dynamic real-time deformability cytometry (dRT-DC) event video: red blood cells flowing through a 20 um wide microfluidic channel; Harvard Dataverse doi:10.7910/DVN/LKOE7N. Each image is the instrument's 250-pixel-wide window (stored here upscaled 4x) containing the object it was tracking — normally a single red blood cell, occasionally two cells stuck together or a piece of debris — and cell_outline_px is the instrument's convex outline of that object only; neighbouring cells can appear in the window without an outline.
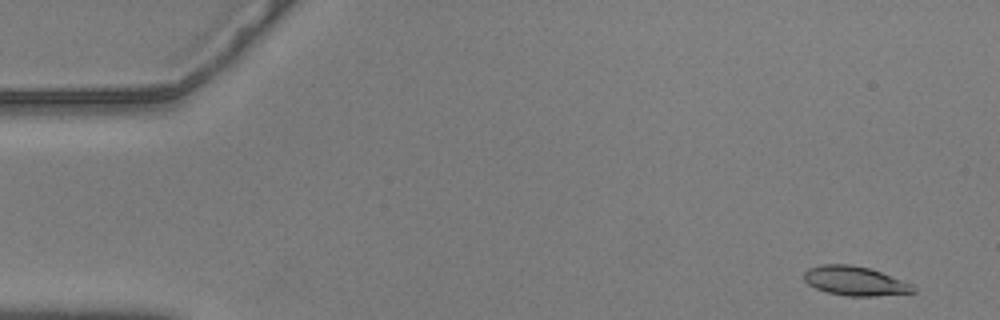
{"species": "common noctule bat (a hibernating species)", "species_latin": "Nyctalus noctula", "temperature_condition": "warm", "stored_images_in_passage": 55, "camera_frame_rate_fps": 3000, "um_per_image_px": 0.085, "animal": {"sex": "male", "body_mass_g": 20.5, "forearm_length_mm": 52.5}, "frame": {"image": 1, "passage_image": 2, "time_ms": 0.333, "image_size_px": [1000, 320], "cell_outline_px": [[916, 292], [876, 296], [848, 296], [828, 292], [816, 288], [808, 284], [804, 280], [804, 272], [808, 268], [820, 264], [848, 264], [868, 268], [880, 272], [912, 284], [916, 288]], "centroid_in_image_um": [72.66, 23.88], "position_along_channel_um": 12.3, "area_um2": 18.5}}
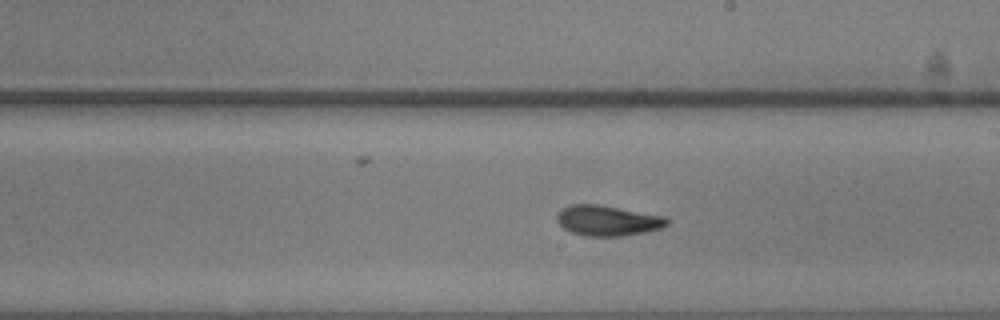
{"frame": {"image": 2, "passage_image": 31, "time_ms": 10.0, "image_size_px": [1000, 320], "cell_outline_px": [[668, 224], [660, 228], [644, 232], [624, 236], [584, 236], [572, 232], [564, 228], [556, 220], [556, 216], [564, 208], [572, 204], [596, 204], [668, 216]], "centroid_in_image_um": [51.68, 18.75], "position_along_channel_um": 237.3, "area_um2": 19.42}}
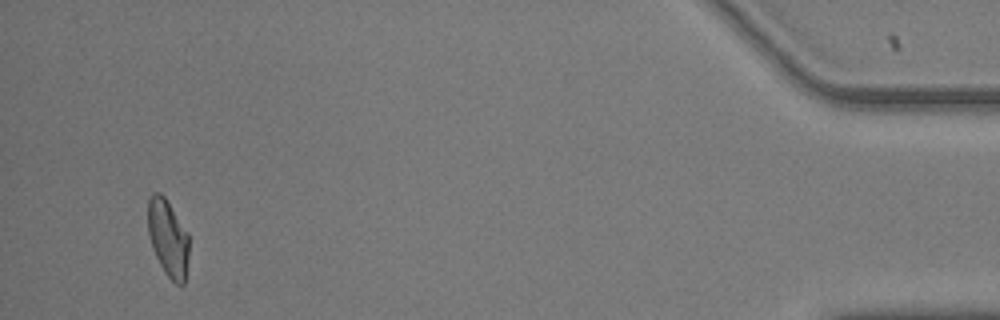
{"frame": {"image": 3, "passage_image": 53, "time_ms": 17.333, "image_size_px": [1000, 320], "cell_outline_px": [[188, 256], [184, 284], [176, 284], [164, 272], [152, 248], [148, 232], [148, 200], [152, 192], [160, 192], [164, 196], [188, 232]], "centroid_in_image_um": [14.27, 20.21], "position_along_channel_um": 420.9, "area_um2": 18.32}, "authors_computed_cell_mechanics": {"area_um2": 19.1318, "velocity_mm_per_s": 3.5769, "shape_relaxation_time_tau1_ms": 3.7855, "shape_relaxation_time_tau2_ms": 1.9473, "deformation_change_tau1": 0.1583, "deformation_change_tau2": 0.0861}}